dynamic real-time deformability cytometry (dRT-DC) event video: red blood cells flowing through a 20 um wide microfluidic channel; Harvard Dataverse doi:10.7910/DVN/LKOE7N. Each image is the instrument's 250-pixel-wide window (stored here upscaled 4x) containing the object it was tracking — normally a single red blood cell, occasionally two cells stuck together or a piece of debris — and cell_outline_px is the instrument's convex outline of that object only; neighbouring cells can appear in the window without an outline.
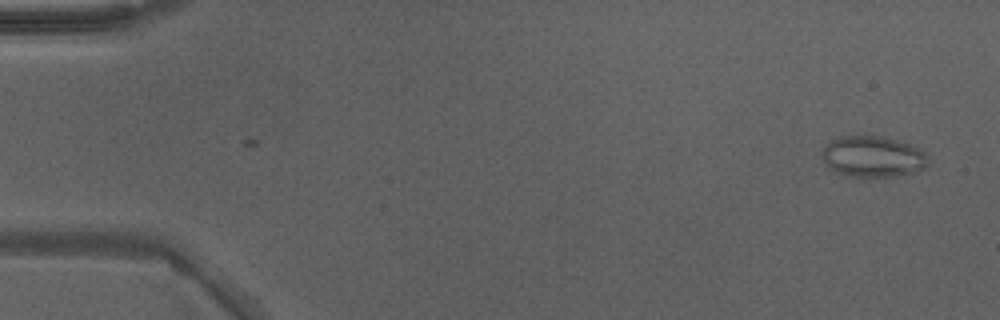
{"species": "Egyptian fruit bat (a non-hibernating species)", "species_latin": "Rousettus aegyptiacus", "temperature_condition": "warm", "stored_images_in_passage": 10, "camera_frame_rate_fps": 3000, "um_per_image_px": 0.085, "animal": {"sex": "male"}, "frame": {"image": 1, "passage_image": 1, "time_ms": 0.0, "image_size_px": [1000, 320], "cell_outline_px": [[928, 164], [924, 168], [916, 172], [892, 176], [852, 176], [836, 172], [828, 168], [820, 156], [820, 152], [824, 144], [840, 136], [880, 136], [896, 140], [908, 144], [924, 152], [928, 156]], "centroid_in_image_um": [74.13, 13.31], "position_along_channel_um": 10.9, "area_um2": 25.37}}